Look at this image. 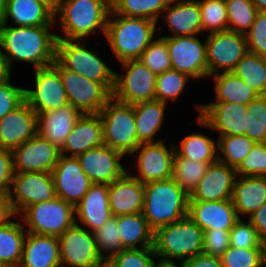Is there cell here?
Here are the masks:
<instances>
[{"label":"cell","instance_id":"6da1fadb","mask_svg":"<svg viewBox=\"0 0 266 267\" xmlns=\"http://www.w3.org/2000/svg\"><path fill=\"white\" fill-rule=\"evenodd\" d=\"M56 25L11 26L0 29V45L12 69L15 61L31 64L35 69L52 66L56 59Z\"/></svg>","mask_w":266,"mask_h":267},{"label":"cell","instance_id":"7a4b0ae2","mask_svg":"<svg viewBox=\"0 0 266 267\" xmlns=\"http://www.w3.org/2000/svg\"><path fill=\"white\" fill-rule=\"evenodd\" d=\"M111 6L105 0H60L54 13L63 36L57 39L86 40L92 34L105 36Z\"/></svg>","mask_w":266,"mask_h":267},{"label":"cell","instance_id":"3957f363","mask_svg":"<svg viewBox=\"0 0 266 267\" xmlns=\"http://www.w3.org/2000/svg\"><path fill=\"white\" fill-rule=\"evenodd\" d=\"M158 26L151 19L125 17L111 10L104 37L117 61L136 60L156 37Z\"/></svg>","mask_w":266,"mask_h":267},{"label":"cell","instance_id":"277c9868","mask_svg":"<svg viewBox=\"0 0 266 267\" xmlns=\"http://www.w3.org/2000/svg\"><path fill=\"white\" fill-rule=\"evenodd\" d=\"M189 195L172 179L144 184L143 216L155 232L188 215Z\"/></svg>","mask_w":266,"mask_h":267},{"label":"cell","instance_id":"5b68a950","mask_svg":"<svg viewBox=\"0 0 266 267\" xmlns=\"http://www.w3.org/2000/svg\"><path fill=\"white\" fill-rule=\"evenodd\" d=\"M203 239L204 231L187 215L158 228L154 232L153 248L160 260L183 262L203 253Z\"/></svg>","mask_w":266,"mask_h":267},{"label":"cell","instance_id":"8992f818","mask_svg":"<svg viewBox=\"0 0 266 267\" xmlns=\"http://www.w3.org/2000/svg\"><path fill=\"white\" fill-rule=\"evenodd\" d=\"M86 46V40L58 39L55 60L64 68L101 83L112 93L115 71L98 55V51Z\"/></svg>","mask_w":266,"mask_h":267},{"label":"cell","instance_id":"52a82bcc","mask_svg":"<svg viewBox=\"0 0 266 267\" xmlns=\"http://www.w3.org/2000/svg\"><path fill=\"white\" fill-rule=\"evenodd\" d=\"M99 116L103 126L104 144L126 157L130 156L140 145L133 105L119 102L112 97Z\"/></svg>","mask_w":266,"mask_h":267},{"label":"cell","instance_id":"ba28073f","mask_svg":"<svg viewBox=\"0 0 266 267\" xmlns=\"http://www.w3.org/2000/svg\"><path fill=\"white\" fill-rule=\"evenodd\" d=\"M19 217L28 233L56 237L75 223L74 206L59 197L28 206Z\"/></svg>","mask_w":266,"mask_h":267},{"label":"cell","instance_id":"9c48e42d","mask_svg":"<svg viewBox=\"0 0 266 267\" xmlns=\"http://www.w3.org/2000/svg\"><path fill=\"white\" fill-rule=\"evenodd\" d=\"M52 66L61 76L69 104L83 114H99L112 98V93L101 83L62 67L56 60Z\"/></svg>","mask_w":266,"mask_h":267},{"label":"cell","instance_id":"30bf717a","mask_svg":"<svg viewBox=\"0 0 266 267\" xmlns=\"http://www.w3.org/2000/svg\"><path fill=\"white\" fill-rule=\"evenodd\" d=\"M125 74L115 72L112 97L122 103L136 104L155 100L157 75L141 61L127 60L120 63Z\"/></svg>","mask_w":266,"mask_h":267},{"label":"cell","instance_id":"8fae6325","mask_svg":"<svg viewBox=\"0 0 266 267\" xmlns=\"http://www.w3.org/2000/svg\"><path fill=\"white\" fill-rule=\"evenodd\" d=\"M207 78L232 72L237 63L248 52L245 34L221 31L207 34L206 38Z\"/></svg>","mask_w":266,"mask_h":267},{"label":"cell","instance_id":"7c38bea8","mask_svg":"<svg viewBox=\"0 0 266 267\" xmlns=\"http://www.w3.org/2000/svg\"><path fill=\"white\" fill-rule=\"evenodd\" d=\"M61 267H106L94 233L74 223L59 237Z\"/></svg>","mask_w":266,"mask_h":267},{"label":"cell","instance_id":"4fadbf2b","mask_svg":"<svg viewBox=\"0 0 266 267\" xmlns=\"http://www.w3.org/2000/svg\"><path fill=\"white\" fill-rule=\"evenodd\" d=\"M131 155L135 159L132 160L134 162L133 166L138 171L137 174L132 173L133 170L128 173L143 184L171 178L175 156L173 143L167 146L162 140L140 144Z\"/></svg>","mask_w":266,"mask_h":267},{"label":"cell","instance_id":"5bb4252c","mask_svg":"<svg viewBox=\"0 0 266 267\" xmlns=\"http://www.w3.org/2000/svg\"><path fill=\"white\" fill-rule=\"evenodd\" d=\"M166 40L171 67L192 79L207 78L206 41L192 36H161Z\"/></svg>","mask_w":266,"mask_h":267},{"label":"cell","instance_id":"9a60e30c","mask_svg":"<svg viewBox=\"0 0 266 267\" xmlns=\"http://www.w3.org/2000/svg\"><path fill=\"white\" fill-rule=\"evenodd\" d=\"M244 104L229 102H214L207 104H196L198 109L196 122L199 126L215 130L218 136L245 135L246 134V112Z\"/></svg>","mask_w":266,"mask_h":267},{"label":"cell","instance_id":"2e32d148","mask_svg":"<svg viewBox=\"0 0 266 267\" xmlns=\"http://www.w3.org/2000/svg\"><path fill=\"white\" fill-rule=\"evenodd\" d=\"M8 196L18 216L30 205L50 201L56 197L52 174L15 173Z\"/></svg>","mask_w":266,"mask_h":267},{"label":"cell","instance_id":"e0dca14e","mask_svg":"<svg viewBox=\"0 0 266 267\" xmlns=\"http://www.w3.org/2000/svg\"><path fill=\"white\" fill-rule=\"evenodd\" d=\"M34 71L35 87L25 88V101L37 114L69 104L61 76L53 66Z\"/></svg>","mask_w":266,"mask_h":267},{"label":"cell","instance_id":"ac0fdd59","mask_svg":"<svg viewBox=\"0 0 266 267\" xmlns=\"http://www.w3.org/2000/svg\"><path fill=\"white\" fill-rule=\"evenodd\" d=\"M15 173L52 172L61 155L60 149L39 134L13 151Z\"/></svg>","mask_w":266,"mask_h":267},{"label":"cell","instance_id":"d6986e66","mask_svg":"<svg viewBox=\"0 0 266 267\" xmlns=\"http://www.w3.org/2000/svg\"><path fill=\"white\" fill-rule=\"evenodd\" d=\"M124 157L121 152L104 144L78 155L77 159L92 183L111 184L127 172L121 163Z\"/></svg>","mask_w":266,"mask_h":267},{"label":"cell","instance_id":"ffe728a7","mask_svg":"<svg viewBox=\"0 0 266 267\" xmlns=\"http://www.w3.org/2000/svg\"><path fill=\"white\" fill-rule=\"evenodd\" d=\"M51 174L56 197L63 199L74 207L81 201L92 184L82 170L77 157L60 155Z\"/></svg>","mask_w":266,"mask_h":267},{"label":"cell","instance_id":"44dd1931","mask_svg":"<svg viewBox=\"0 0 266 267\" xmlns=\"http://www.w3.org/2000/svg\"><path fill=\"white\" fill-rule=\"evenodd\" d=\"M38 134V115L24 101L0 119V149L13 151Z\"/></svg>","mask_w":266,"mask_h":267},{"label":"cell","instance_id":"7402d4cb","mask_svg":"<svg viewBox=\"0 0 266 267\" xmlns=\"http://www.w3.org/2000/svg\"><path fill=\"white\" fill-rule=\"evenodd\" d=\"M235 168L217 160L211 163L198 185L189 195V201H223L231 199Z\"/></svg>","mask_w":266,"mask_h":267},{"label":"cell","instance_id":"603a6c76","mask_svg":"<svg viewBox=\"0 0 266 267\" xmlns=\"http://www.w3.org/2000/svg\"><path fill=\"white\" fill-rule=\"evenodd\" d=\"M75 223L94 233L112 215L109 207L108 184L92 183L88 192L74 207ZM80 222V223H79Z\"/></svg>","mask_w":266,"mask_h":267},{"label":"cell","instance_id":"cb8c5ba5","mask_svg":"<svg viewBox=\"0 0 266 267\" xmlns=\"http://www.w3.org/2000/svg\"><path fill=\"white\" fill-rule=\"evenodd\" d=\"M188 216L203 230H230L238 216L231 199L189 201Z\"/></svg>","mask_w":266,"mask_h":267},{"label":"cell","instance_id":"d4e9b609","mask_svg":"<svg viewBox=\"0 0 266 267\" xmlns=\"http://www.w3.org/2000/svg\"><path fill=\"white\" fill-rule=\"evenodd\" d=\"M109 207L113 216L142 213L144 207V184L128 171L108 184Z\"/></svg>","mask_w":266,"mask_h":267},{"label":"cell","instance_id":"484cf974","mask_svg":"<svg viewBox=\"0 0 266 267\" xmlns=\"http://www.w3.org/2000/svg\"><path fill=\"white\" fill-rule=\"evenodd\" d=\"M102 145L104 139L101 118L99 114L86 113L76 121L60 153L68 157H77L89 149Z\"/></svg>","mask_w":266,"mask_h":267},{"label":"cell","instance_id":"4316f807","mask_svg":"<svg viewBox=\"0 0 266 267\" xmlns=\"http://www.w3.org/2000/svg\"><path fill=\"white\" fill-rule=\"evenodd\" d=\"M160 17L172 32L170 37L202 34L198 0H171Z\"/></svg>","mask_w":266,"mask_h":267},{"label":"cell","instance_id":"83f0119b","mask_svg":"<svg viewBox=\"0 0 266 267\" xmlns=\"http://www.w3.org/2000/svg\"><path fill=\"white\" fill-rule=\"evenodd\" d=\"M37 115L38 134L61 149L65 144L67 136L73 130L76 121L83 113L71 104H67L58 109Z\"/></svg>","mask_w":266,"mask_h":267},{"label":"cell","instance_id":"f1b7e54d","mask_svg":"<svg viewBox=\"0 0 266 267\" xmlns=\"http://www.w3.org/2000/svg\"><path fill=\"white\" fill-rule=\"evenodd\" d=\"M18 267H61L58 237L27 232Z\"/></svg>","mask_w":266,"mask_h":267},{"label":"cell","instance_id":"f546056e","mask_svg":"<svg viewBox=\"0 0 266 267\" xmlns=\"http://www.w3.org/2000/svg\"><path fill=\"white\" fill-rule=\"evenodd\" d=\"M231 200L238 218L248 219L266 202V177L237 176Z\"/></svg>","mask_w":266,"mask_h":267},{"label":"cell","instance_id":"4dcf8cb0","mask_svg":"<svg viewBox=\"0 0 266 267\" xmlns=\"http://www.w3.org/2000/svg\"><path fill=\"white\" fill-rule=\"evenodd\" d=\"M10 18L17 26L56 25L54 12L38 0H6L5 24Z\"/></svg>","mask_w":266,"mask_h":267},{"label":"cell","instance_id":"1f68e13d","mask_svg":"<svg viewBox=\"0 0 266 267\" xmlns=\"http://www.w3.org/2000/svg\"><path fill=\"white\" fill-rule=\"evenodd\" d=\"M136 122V132L140 144L162 141L156 139L163 126L167 103L153 100L133 104Z\"/></svg>","mask_w":266,"mask_h":267},{"label":"cell","instance_id":"d6a6232c","mask_svg":"<svg viewBox=\"0 0 266 267\" xmlns=\"http://www.w3.org/2000/svg\"><path fill=\"white\" fill-rule=\"evenodd\" d=\"M118 228L123 249L153 247L154 231L143 213L119 215Z\"/></svg>","mask_w":266,"mask_h":267},{"label":"cell","instance_id":"836d02e7","mask_svg":"<svg viewBox=\"0 0 266 267\" xmlns=\"http://www.w3.org/2000/svg\"><path fill=\"white\" fill-rule=\"evenodd\" d=\"M210 77L214 80L215 102L248 105L259 96L233 72H222Z\"/></svg>","mask_w":266,"mask_h":267},{"label":"cell","instance_id":"e575fe53","mask_svg":"<svg viewBox=\"0 0 266 267\" xmlns=\"http://www.w3.org/2000/svg\"><path fill=\"white\" fill-rule=\"evenodd\" d=\"M173 144L174 157L207 163H214L218 160L217 141L201 132L188 134L183 137L180 143Z\"/></svg>","mask_w":266,"mask_h":267},{"label":"cell","instance_id":"d590c367","mask_svg":"<svg viewBox=\"0 0 266 267\" xmlns=\"http://www.w3.org/2000/svg\"><path fill=\"white\" fill-rule=\"evenodd\" d=\"M19 220H15L18 219ZM21 218L0 227V261L7 267H18L27 231Z\"/></svg>","mask_w":266,"mask_h":267},{"label":"cell","instance_id":"8d00e7d4","mask_svg":"<svg viewBox=\"0 0 266 267\" xmlns=\"http://www.w3.org/2000/svg\"><path fill=\"white\" fill-rule=\"evenodd\" d=\"M232 72L259 96L266 95V58L248 51Z\"/></svg>","mask_w":266,"mask_h":267},{"label":"cell","instance_id":"74e56055","mask_svg":"<svg viewBox=\"0 0 266 267\" xmlns=\"http://www.w3.org/2000/svg\"><path fill=\"white\" fill-rule=\"evenodd\" d=\"M171 0H116L111 10L125 17L151 19L159 22L163 10Z\"/></svg>","mask_w":266,"mask_h":267},{"label":"cell","instance_id":"f35d334b","mask_svg":"<svg viewBox=\"0 0 266 267\" xmlns=\"http://www.w3.org/2000/svg\"><path fill=\"white\" fill-rule=\"evenodd\" d=\"M217 138L218 160L235 169L250 153L256 143L246 135H227L218 136Z\"/></svg>","mask_w":266,"mask_h":267},{"label":"cell","instance_id":"ab89813d","mask_svg":"<svg viewBox=\"0 0 266 267\" xmlns=\"http://www.w3.org/2000/svg\"><path fill=\"white\" fill-rule=\"evenodd\" d=\"M211 163L174 157L171 178L190 195Z\"/></svg>","mask_w":266,"mask_h":267},{"label":"cell","instance_id":"60d3db41","mask_svg":"<svg viewBox=\"0 0 266 267\" xmlns=\"http://www.w3.org/2000/svg\"><path fill=\"white\" fill-rule=\"evenodd\" d=\"M227 9V30L246 34L258 13L251 0H225Z\"/></svg>","mask_w":266,"mask_h":267},{"label":"cell","instance_id":"b9f144b4","mask_svg":"<svg viewBox=\"0 0 266 267\" xmlns=\"http://www.w3.org/2000/svg\"><path fill=\"white\" fill-rule=\"evenodd\" d=\"M189 79L192 78L174 69L157 75L155 100L164 103L176 101L184 92Z\"/></svg>","mask_w":266,"mask_h":267},{"label":"cell","instance_id":"7bdbcfd3","mask_svg":"<svg viewBox=\"0 0 266 267\" xmlns=\"http://www.w3.org/2000/svg\"><path fill=\"white\" fill-rule=\"evenodd\" d=\"M202 33H218L227 30L225 0H198Z\"/></svg>","mask_w":266,"mask_h":267},{"label":"cell","instance_id":"ee69618b","mask_svg":"<svg viewBox=\"0 0 266 267\" xmlns=\"http://www.w3.org/2000/svg\"><path fill=\"white\" fill-rule=\"evenodd\" d=\"M119 234L118 216H111L102 227L94 232L97 249L105 262L123 250Z\"/></svg>","mask_w":266,"mask_h":267},{"label":"cell","instance_id":"f6af8a7d","mask_svg":"<svg viewBox=\"0 0 266 267\" xmlns=\"http://www.w3.org/2000/svg\"><path fill=\"white\" fill-rule=\"evenodd\" d=\"M246 117L245 135L256 143H266V95L248 104Z\"/></svg>","mask_w":266,"mask_h":267},{"label":"cell","instance_id":"bcb514c9","mask_svg":"<svg viewBox=\"0 0 266 267\" xmlns=\"http://www.w3.org/2000/svg\"><path fill=\"white\" fill-rule=\"evenodd\" d=\"M154 74L172 69L169 50L163 37H155L138 59Z\"/></svg>","mask_w":266,"mask_h":267},{"label":"cell","instance_id":"7dc6e473","mask_svg":"<svg viewBox=\"0 0 266 267\" xmlns=\"http://www.w3.org/2000/svg\"><path fill=\"white\" fill-rule=\"evenodd\" d=\"M153 247L123 249L106 262V267H154Z\"/></svg>","mask_w":266,"mask_h":267},{"label":"cell","instance_id":"c3c4849f","mask_svg":"<svg viewBox=\"0 0 266 267\" xmlns=\"http://www.w3.org/2000/svg\"><path fill=\"white\" fill-rule=\"evenodd\" d=\"M264 247L239 249L230 246L220 257L223 267H263Z\"/></svg>","mask_w":266,"mask_h":267},{"label":"cell","instance_id":"681fc988","mask_svg":"<svg viewBox=\"0 0 266 267\" xmlns=\"http://www.w3.org/2000/svg\"><path fill=\"white\" fill-rule=\"evenodd\" d=\"M238 218L230 229V246L244 249L264 247L265 242L248 219Z\"/></svg>","mask_w":266,"mask_h":267},{"label":"cell","instance_id":"f907efd6","mask_svg":"<svg viewBox=\"0 0 266 267\" xmlns=\"http://www.w3.org/2000/svg\"><path fill=\"white\" fill-rule=\"evenodd\" d=\"M235 170L236 176L266 177V143H255Z\"/></svg>","mask_w":266,"mask_h":267},{"label":"cell","instance_id":"816d5d0a","mask_svg":"<svg viewBox=\"0 0 266 267\" xmlns=\"http://www.w3.org/2000/svg\"><path fill=\"white\" fill-rule=\"evenodd\" d=\"M249 52L266 58V12H258L245 34Z\"/></svg>","mask_w":266,"mask_h":267},{"label":"cell","instance_id":"f5cc1de1","mask_svg":"<svg viewBox=\"0 0 266 267\" xmlns=\"http://www.w3.org/2000/svg\"><path fill=\"white\" fill-rule=\"evenodd\" d=\"M11 79L0 83V119L25 101V88L14 86Z\"/></svg>","mask_w":266,"mask_h":267},{"label":"cell","instance_id":"db71d44e","mask_svg":"<svg viewBox=\"0 0 266 267\" xmlns=\"http://www.w3.org/2000/svg\"><path fill=\"white\" fill-rule=\"evenodd\" d=\"M203 253L221 257L230 247V230L211 229L204 231Z\"/></svg>","mask_w":266,"mask_h":267},{"label":"cell","instance_id":"11a10c76","mask_svg":"<svg viewBox=\"0 0 266 267\" xmlns=\"http://www.w3.org/2000/svg\"><path fill=\"white\" fill-rule=\"evenodd\" d=\"M14 174L13 152L0 149V196L9 195Z\"/></svg>","mask_w":266,"mask_h":267},{"label":"cell","instance_id":"9f6ffc18","mask_svg":"<svg viewBox=\"0 0 266 267\" xmlns=\"http://www.w3.org/2000/svg\"><path fill=\"white\" fill-rule=\"evenodd\" d=\"M183 267H223L221 259L207 255L205 253L198 254L189 260L182 262Z\"/></svg>","mask_w":266,"mask_h":267},{"label":"cell","instance_id":"6f0895ef","mask_svg":"<svg viewBox=\"0 0 266 267\" xmlns=\"http://www.w3.org/2000/svg\"><path fill=\"white\" fill-rule=\"evenodd\" d=\"M256 228L258 235L266 242V202L259 207L249 218Z\"/></svg>","mask_w":266,"mask_h":267},{"label":"cell","instance_id":"680465c9","mask_svg":"<svg viewBox=\"0 0 266 267\" xmlns=\"http://www.w3.org/2000/svg\"><path fill=\"white\" fill-rule=\"evenodd\" d=\"M16 216L9 196H0V227L10 223Z\"/></svg>","mask_w":266,"mask_h":267},{"label":"cell","instance_id":"91938a15","mask_svg":"<svg viewBox=\"0 0 266 267\" xmlns=\"http://www.w3.org/2000/svg\"><path fill=\"white\" fill-rule=\"evenodd\" d=\"M12 71L7 63L6 57L2 52L0 45V83L11 77Z\"/></svg>","mask_w":266,"mask_h":267},{"label":"cell","instance_id":"94428289","mask_svg":"<svg viewBox=\"0 0 266 267\" xmlns=\"http://www.w3.org/2000/svg\"><path fill=\"white\" fill-rule=\"evenodd\" d=\"M180 266L175 263V261H165V260H160L155 262L154 267H183L182 262H179Z\"/></svg>","mask_w":266,"mask_h":267},{"label":"cell","instance_id":"6125c7cd","mask_svg":"<svg viewBox=\"0 0 266 267\" xmlns=\"http://www.w3.org/2000/svg\"><path fill=\"white\" fill-rule=\"evenodd\" d=\"M46 4L54 13L57 11L60 0H38Z\"/></svg>","mask_w":266,"mask_h":267},{"label":"cell","instance_id":"be15d7a7","mask_svg":"<svg viewBox=\"0 0 266 267\" xmlns=\"http://www.w3.org/2000/svg\"><path fill=\"white\" fill-rule=\"evenodd\" d=\"M258 12H266V0H251Z\"/></svg>","mask_w":266,"mask_h":267},{"label":"cell","instance_id":"e7e4bbea","mask_svg":"<svg viewBox=\"0 0 266 267\" xmlns=\"http://www.w3.org/2000/svg\"><path fill=\"white\" fill-rule=\"evenodd\" d=\"M5 4L6 0H0V29L5 24Z\"/></svg>","mask_w":266,"mask_h":267},{"label":"cell","instance_id":"03108f58","mask_svg":"<svg viewBox=\"0 0 266 267\" xmlns=\"http://www.w3.org/2000/svg\"><path fill=\"white\" fill-rule=\"evenodd\" d=\"M262 266H263V267H266V242H265V244H264Z\"/></svg>","mask_w":266,"mask_h":267},{"label":"cell","instance_id":"003e7915","mask_svg":"<svg viewBox=\"0 0 266 267\" xmlns=\"http://www.w3.org/2000/svg\"><path fill=\"white\" fill-rule=\"evenodd\" d=\"M110 6L113 5V3L116 1V0H105Z\"/></svg>","mask_w":266,"mask_h":267},{"label":"cell","instance_id":"a7ac6f4b","mask_svg":"<svg viewBox=\"0 0 266 267\" xmlns=\"http://www.w3.org/2000/svg\"><path fill=\"white\" fill-rule=\"evenodd\" d=\"M0 267H7V266L4 265V264L0 261Z\"/></svg>","mask_w":266,"mask_h":267}]
</instances>
